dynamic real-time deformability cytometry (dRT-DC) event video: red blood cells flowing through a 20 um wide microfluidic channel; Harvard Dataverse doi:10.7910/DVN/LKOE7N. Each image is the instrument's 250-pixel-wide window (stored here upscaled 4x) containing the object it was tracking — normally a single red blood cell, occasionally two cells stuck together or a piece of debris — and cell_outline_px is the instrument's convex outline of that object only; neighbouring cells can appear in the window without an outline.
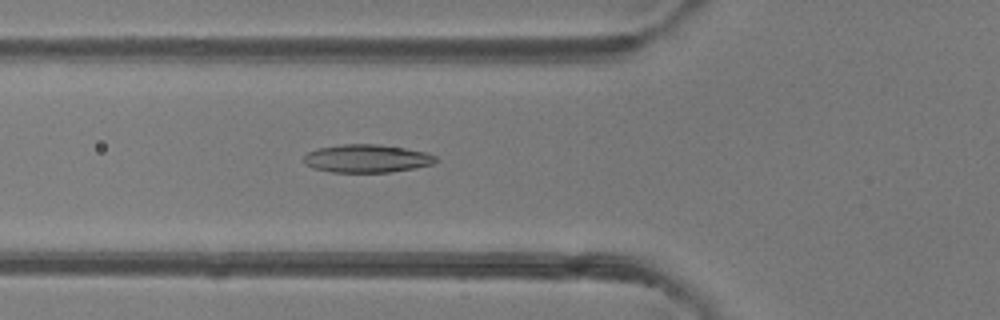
{"species": "common noctule bat (a hibernating species)", "species_latin": "Nyctalus noctula", "temperature_condition": "room temperature", "stored_images_in_passage": 44, "camera_frame_rate_fps": 3000, "um_per_image_px": 0.085, "animal": {"sex": "female"}, "frame": {"image": 1, "passage_image": 13, "time_ms": 4.0, "image_size_px": [1000, 320], "cell_outline_px": [[436, 160], [432, 164], [416, 168], [392, 172], [332, 172], [312, 168], [304, 164], [304, 156], [308, 152], [320, 148], [344, 144], [380, 144], [428, 152], [436, 156]], "centroid_in_image_um": [31.19, 13.48], "position_along_channel_um": 94.6, "area_um2": 21.62}}
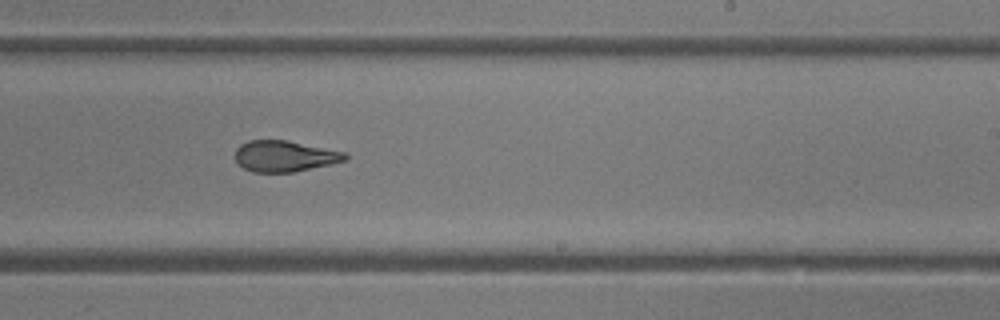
{"frame": {"image": 2, "passage_image": 25, "time_ms": 8.0, "image_size_px": [1000, 320], "cell_outline_px": [[348, 160], [292, 172], [252, 172], [244, 168], [236, 160], [236, 148], [240, 144], [248, 140], [288, 140], [344, 152], [348, 156]], "centroid_in_image_um": [24.18, 13.26], "position_along_channel_um": 264.8, "area_um2": 19.77}}
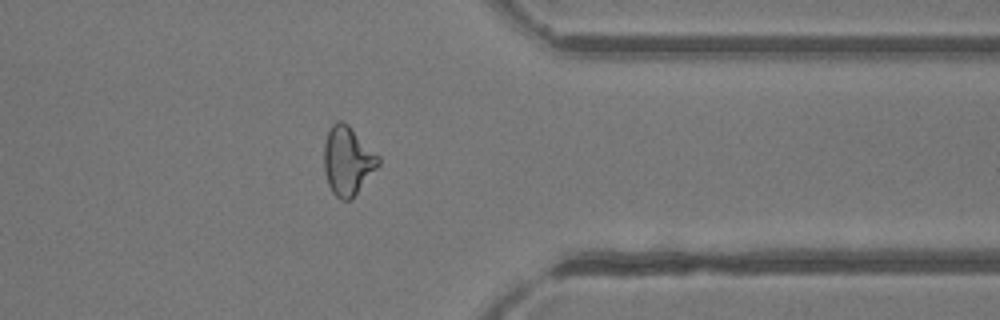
{"frame": {"image": 3, "passage_image": 34, "time_ms": 11.0, "image_size_px": [1000, 320], "cell_outline_px": [[380, 164], [356, 192], [348, 200], [340, 200], [332, 192], [328, 184], [324, 172], [324, 144], [328, 132], [332, 124], [336, 120], [344, 120], [380, 156]], "centroid_in_image_um": [29.54, 13.62], "position_along_channel_um": 381.9, "area_um2": 21.62}, "authors_computed_cell_mechanics": {"area_um2": 21.3282, "velocity_mm_per_s": 4.2423, "shape_relaxation_time_tau1_ms": 6.2608, "shape_relaxation_time_tau2_ms": 1.7573, "deformation_change_tau1": 0.178, "deformation_change_tau2": 0.0977}}